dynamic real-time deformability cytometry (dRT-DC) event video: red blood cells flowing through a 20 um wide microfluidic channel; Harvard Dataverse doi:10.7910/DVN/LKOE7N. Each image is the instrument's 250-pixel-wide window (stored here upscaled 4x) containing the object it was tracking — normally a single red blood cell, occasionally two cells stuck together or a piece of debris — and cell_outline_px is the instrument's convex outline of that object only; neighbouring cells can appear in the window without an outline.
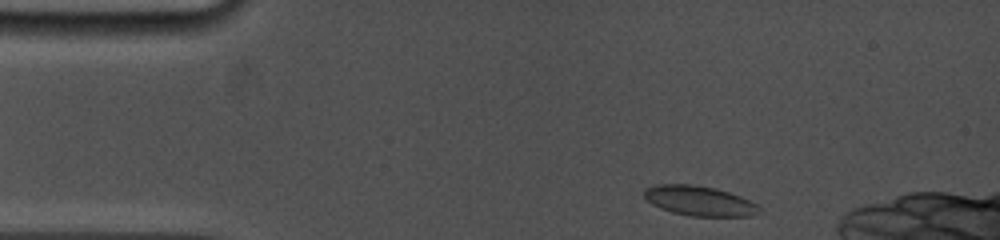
{"species": "common noctule bat (a hibernating species)", "species_latin": "Nyctalus noctula", "temperature_condition": "cold", "stored_images_in_passage": 34, "camera_frame_rate_fps": 5000, "um_per_image_px": 0.085, "animal": {"sex": "female", "body_mass_g": 19.0, "forearm_length_mm": 53.3}, "frame": {"image": 1, "passage_image": 2, "time_ms": 0.2, "image_size_px": [1000, 240], "cell_outline_px": [[760, 208], [752, 216], [688, 216], [672, 212], [660, 208], [652, 204], [644, 196], [644, 192], [648, 188], [656, 184], [692, 184], [716, 188], [740, 196], [756, 204]], "centroid_in_image_um": [59.42, 17.07], "position_along_channel_um": 25.6, "area_um2": 19.83}}
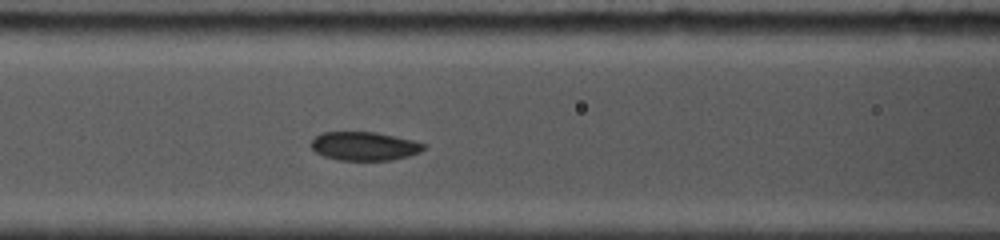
{"frame": {"image": 2, "passage_image": 26, "time_ms": 4.6, "image_size_px": [1000, 240], "cell_outline_px": [[428, 148], [420, 152], [408, 156], [392, 160], [340, 160], [324, 156], [316, 152], [308, 144], [320, 132], [376, 132], [412, 140], [424, 144]], "centroid_in_image_um": [30.96, 12.42], "position_along_channel_um": 135.6, "area_um2": 18.84}}
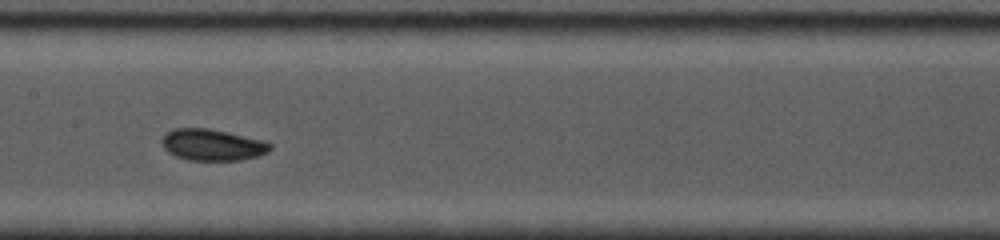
{"frame": {"image": 3, "passage_image": 33, "time_ms": 6.0, "image_size_px": [1000, 240], "cell_outline_px": [[272, 148], [268, 152], [256, 156], [240, 160], [188, 160], [176, 156], [168, 152], [160, 144], [160, 140], [172, 128], [208, 128], [260, 140], [272, 144]], "centroid_in_image_um": [18.0, 12.31], "position_along_channel_um": 189.4, "area_um2": 19.65}}